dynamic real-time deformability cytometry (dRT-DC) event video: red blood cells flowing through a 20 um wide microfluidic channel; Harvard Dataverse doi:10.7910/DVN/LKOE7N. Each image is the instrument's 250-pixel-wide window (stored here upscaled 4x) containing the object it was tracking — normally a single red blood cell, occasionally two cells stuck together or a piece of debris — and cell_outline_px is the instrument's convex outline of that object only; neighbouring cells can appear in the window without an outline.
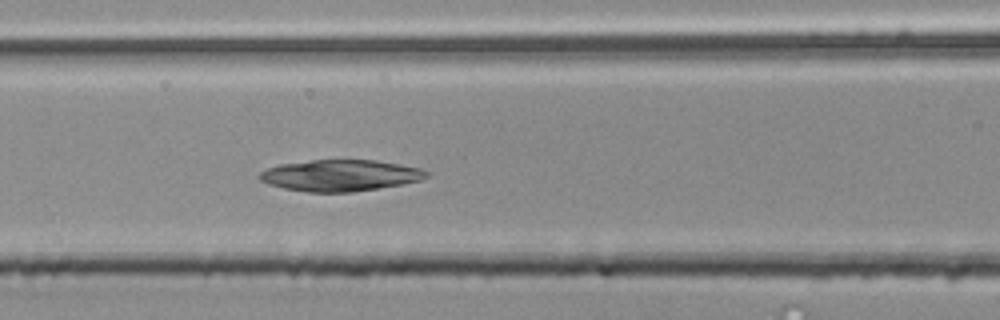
{"species": "common noctule bat (a hibernating species)", "species_latin": "Nyctalus noctula", "temperature_condition": "room temperature", "stored_images_in_passage": 5, "camera_frame_rate_fps": 3000, "um_per_image_px": 0.085, "animal": {"sex": "male", "body_mass_g": 20.4}, "frame": {"image": 1, "passage_image": 5, "time_ms": 1.333, "image_size_px": [1000, 320], "cell_outline_px": [[432, 172], [428, 176], [420, 180], [404, 184], [352, 192], [308, 192], [284, 188], [268, 184], [260, 180], [256, 176], [260, 172], [268, 168], [280, 164], [312, 160], [376, 160], [400, 164], [420, 168]], "centroid_in_image_um": [28.94, 14.91], "position_along_channel_um": 137.7, "area_um2": 30.63}}